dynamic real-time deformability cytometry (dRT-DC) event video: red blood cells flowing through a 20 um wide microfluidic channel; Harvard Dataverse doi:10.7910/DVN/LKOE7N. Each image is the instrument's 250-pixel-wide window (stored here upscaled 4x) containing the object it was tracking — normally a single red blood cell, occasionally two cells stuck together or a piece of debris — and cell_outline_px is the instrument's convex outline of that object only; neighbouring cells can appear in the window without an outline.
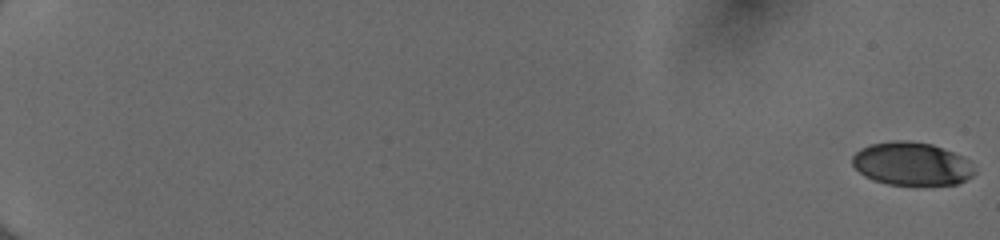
{"species": "human", "species_latin": "Homo sapiens", "temperature_condition": "cold", "stored_images_in_passage": 55, "camera_frame_rate_fps": 3000, "um_per_image_px": 0.085, "donor": {"sex": "female"}, "frame": {"image": 1, "passage_image": 1, "time_ms": 0.0, "image_size_px": [1000, 240], "cell_outline_px": [[976, 172], [972, 176], [956, 184], [888, 184], [872, 180], [864, 176], [852, 164], [852, 156], [860, 148], [872, 144], [892, 140], [908, 140], [932, 144], [944, 148], [968, 160]], "centroid_in_image_um": [77.46, 13.91], "position_along_channel_um": 7.5, "area_um2": 30.58}}
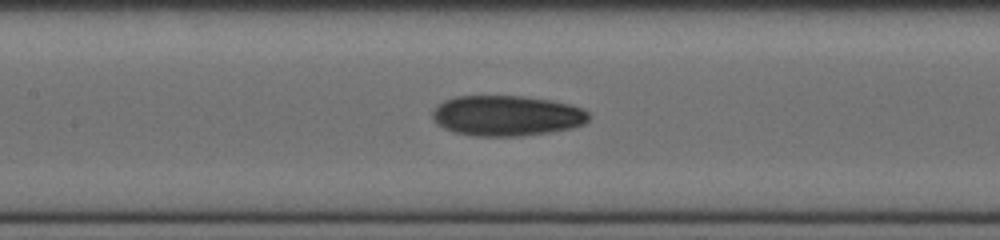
{"frame": {"image": 2, "passage_image": 30, "time_ms": 9.667, "image_size_px": [1000, 240], "cell_outline_px": [[592, 116], [584, 124], [572, 128], [548, 132], [520, 136], [476, 136], [456, 132], [444, 128], [436, 124], [432, 120], [432, 112], [436, 104], [444, 100], [456, 96], [524, 96], [552, 100], [568, 104], [580, 108], [588, 112]], "centroid_in_image_um": [43.05, 9.83], "position_along_channel_um": 164.4, "area_um2": 37.05}}
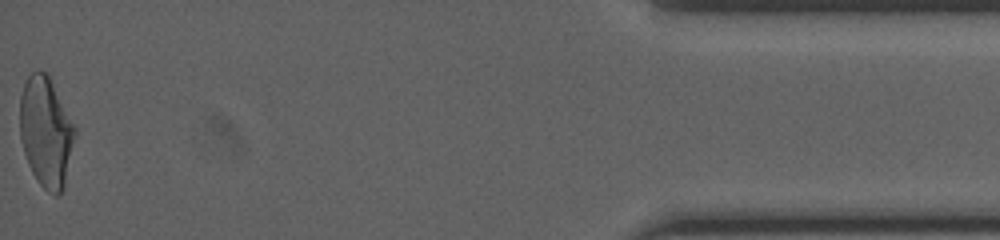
{"frame": {"image": 3, "passage_image": 55, "time_ms": 18.0, "image_size_px": [1000, 240], "cell_outline_px": [[76, 136], [64, 188], [56, 196], [48, 192], [36, 180], [28, 164], [24, 152], [20, 136], [20, 96], [24, 84], [28, 76], [32, 72], [44, 72], [48, 76], [76, 128]], "centroid_in_image_um": [3.91, 11.26], "position_along_channel_um": 431.3, "area_um2": 35.08}, "authors_computed_cell_mechanics": {"area_um2": 34.68, "velocity_mm_per_s": 4.0599, "shape_relaxation_time_tau1_ms": 5.1454, "shape_relaxation_time_tau2_ms": 2.1937, "deformation_change_tau1": 0.178, "deformation_change_tau2": 0.0745}}